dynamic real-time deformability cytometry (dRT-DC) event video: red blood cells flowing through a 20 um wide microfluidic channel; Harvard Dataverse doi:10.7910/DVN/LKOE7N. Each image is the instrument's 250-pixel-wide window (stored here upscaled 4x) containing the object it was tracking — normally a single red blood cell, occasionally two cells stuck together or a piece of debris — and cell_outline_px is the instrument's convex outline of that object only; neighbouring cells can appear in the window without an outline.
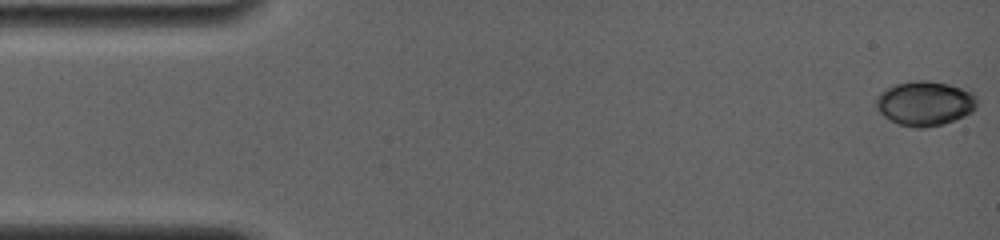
{"species": "common noctule bat (a hibernating species)", "species_latin": "Nyctalus noctula", "temperature_condition": "room temperature", "stored_images_in_passage": 59, "camera_frame_rate_fps": 4000, "um_per_image_px": 0.085, "animal": {"sex": "female", "body_mass_g": 19.0, "forearm_length_mm": 56.7}, "frame": {"image": 1, "passage_image": 1, "time_ms": 0.0, "image_size_px": [1000, 240], "cell_outline_px": [[976, 108], [972, 112], [964, 116], [940, 124], [924, 128], [912, 128], [900, 124], [884, 116], [880, 112], [876, 104], [876, 96], [880, 92], [896, 84], [916, 80], [928, 80], [948, 84], [972, 92], [976, 96]], "centroid_in_image_um": [78.61, 8.78], "position_along_channel_um": 6.4, "area_um2": 25.95}}
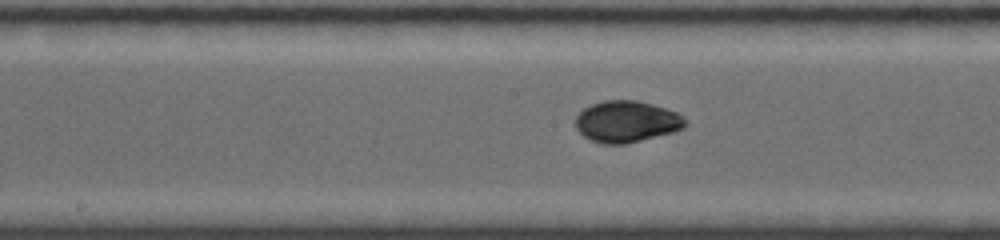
{"frame": {"image": 2, "passage_image": 34, "time_ms": 8.25, "image_size_px": [1000, 240], "cell_outline_px": [[688, 124], [684, 128], [672, 132], [628, 144], [604, 144], [592, 140], [584, 136], [576, 128], [576, 116], [584, 108], [592, 104], [604, 100], [636, 100], [652, 104], [676, 112]], "centroid_in_image_um": [53.25, 10.34], "position_along_channel_um": 195.0, "area_um2": 26.36}}
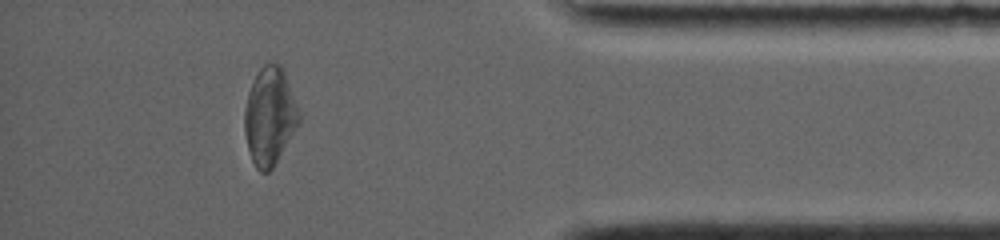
{"frame": {"image": 3, "passage_image": 59, "time_ms": 14.5, "image_size_px": [1000, 240], "cell_outline_px": [[300, 124], [272, 168], [268, 172], [260, 172], [256, 168], [252, 160], [248, 148], [244, 132], [244, 108], [248, 92], [260, 68], [264, 64], [280, 64], [284, 68], [300, 112]], "centroid_in_image_um": [22.94, 9.88], "position_along_channel_um": 412.3, "area_um2": 31.1}, "authors_computed_cell_mechanics": {"area_um2": 25.8944, "velocity_mm_per_s": 3.8245, "shape_relaxation_time_tau1_ms": 4.5454, "shape_relaxation_time_tau2_ms": 2.216, "deformation_change_tau1": 0.1411, "deformation_change_tau2": 0.0375}}